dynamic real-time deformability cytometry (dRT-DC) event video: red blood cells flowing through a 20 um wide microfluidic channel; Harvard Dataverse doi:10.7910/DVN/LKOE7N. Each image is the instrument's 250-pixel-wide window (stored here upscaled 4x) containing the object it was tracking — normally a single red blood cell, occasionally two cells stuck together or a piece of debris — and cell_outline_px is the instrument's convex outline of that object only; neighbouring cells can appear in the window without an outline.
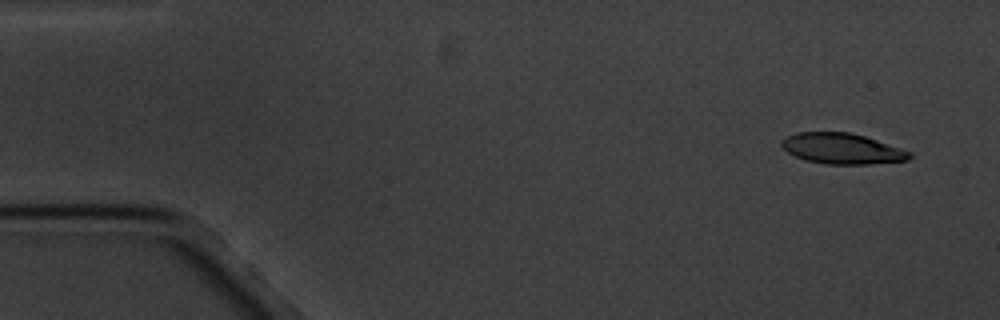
{"species": "common noctule bat (a hibernating species)", "species_latin": "Nyctalus noctula", "temperature_condition": "cold", "stored_images_in_passage": 6, "camera_frame_rate_fps": 3000, "um_per_image_px": 0.085, "animal": {"sex": "male", "body_mass_g": 20.1, "forearm_length_mm": 53.5}, "frame": {"image": 1, "passage_image": 1, "time_ms": 0.0, "image_size_px": [1000, 320], "cell_outline_px": [[912, 156], [908, 160], [868, 164], [824, 164], [804, 160], [788, 152], [780, 144], [788, 136], [796, 132], [852, 132], [912, 152]], "centroid_in_image_um": [71.58, 12.63], "position_along_channel_um": 13.4, "area_um2": 22.72}}
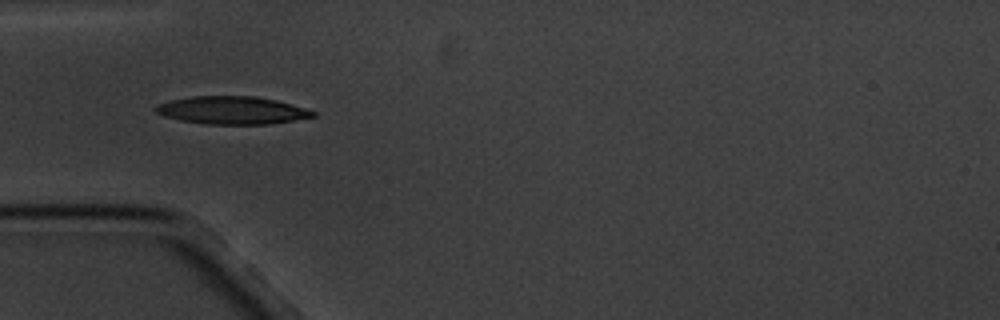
{"frame": {"image": 2, "passage_image": 5, "time_ms": 4.667, "image_size_px": [1000, 320], "cell_outline_px": [[316, 116], [268, 124], [204, 124], [180, 120], [164, 116], [156, 112], [152, 108], [156, 104], [172, 100], [192, 96], [256, 96], [276, 100], [304, 108], [316, 112]], "centroid_in_image_um": [19.67, 9.37], "position_along_channel_um": 65.3, "area_um2": 25.37}}
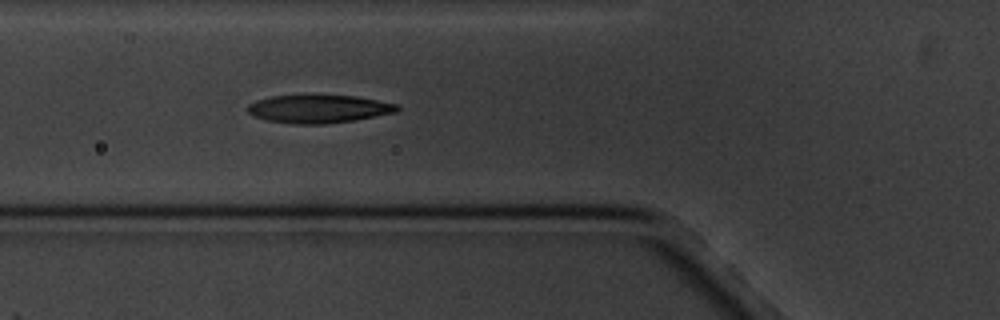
{"frame": {"image": 3, "passage_image": 6, "time_ms": 5.667, "image_size_px": [1000, 320], "cell_outline_px": [[400, 108], [396, 112], [356, 120], [324, 124], [292, 124], [268, 120], [252, 116], [248, 112], [248, 104], [256, 100], [272, 96], [356, 96], [400, 104]], "centroid_in_image_um": [27.11, 9.26], "position_along_channel_um": 98.7, "area_um2": 24.39}}